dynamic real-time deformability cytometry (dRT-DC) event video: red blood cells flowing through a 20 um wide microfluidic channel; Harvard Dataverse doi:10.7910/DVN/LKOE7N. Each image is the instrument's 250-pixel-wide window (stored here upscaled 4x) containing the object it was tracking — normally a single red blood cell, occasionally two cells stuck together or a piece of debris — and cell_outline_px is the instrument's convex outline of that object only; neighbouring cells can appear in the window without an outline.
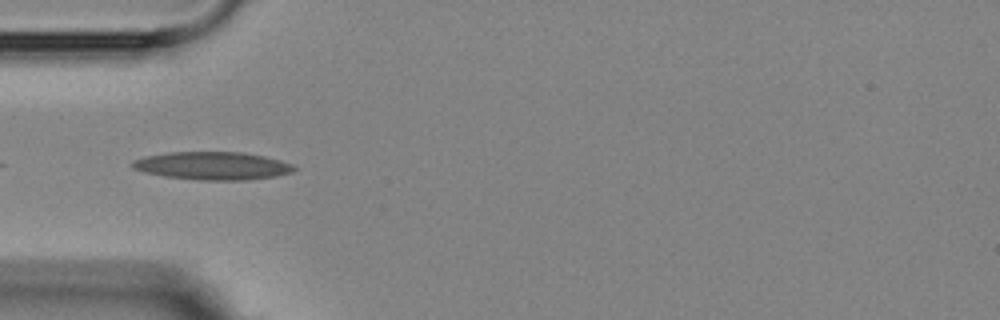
{"species": "Egyptian fruit bat (a non-hibernating species)", "species_latin": "Rousettus aegyptiacus", "temperature_condition": "room temperature", "stored_images_in_passage": 6, "camera_frame_rate_fps": 3000, "um_per_image_px": 0.085, "animal": {"sex": "female"}, "frame": {"image": 1, "passage_image": 5, "time_ms": 4.667, "image_size_px": [1000, 320], "cell_outline_px": [[296, 168], [292, 172], [276, 176], [244, 180], [196, 180], [164, 176], [144, 172], [132, 168], [128, 164], [132, 160], [144, 156], [168, 152], [244, 152], [264, 156], [280, 160], [292, 164]], "centroid_in_image_um": [18.01, 14.09], "position_along_channel_um": 67.0, "area_um2": 26.53}}
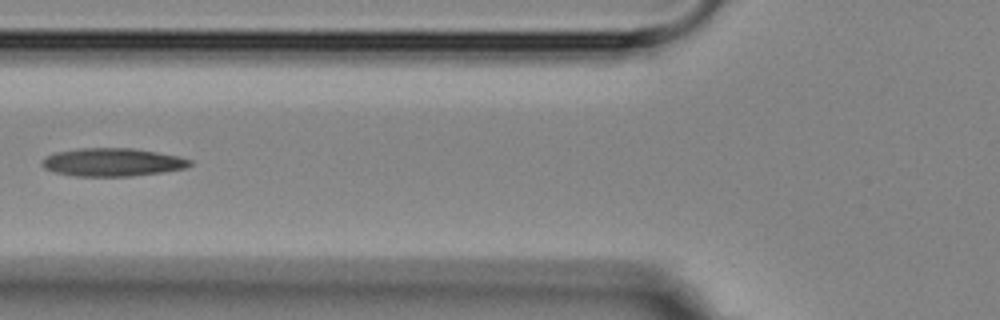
{"frame": {"image": 2, "passage_image": 6, "time_ms": 6.0, "image_size_px": [1000, 320], "cell_outline_px": [[192, 164], [188, 168], [132, 176], [76, 176], [56, 172], [44, 168], [40, 164], [40, 160], [44, 156], [56, 152], [76, 148], [132, 148], [180, 156], [192, 160]], "centroid_in_image_um": [9.54, 13.78], "position_along_channel_um": 116.3, "area_um2": 24.39}}